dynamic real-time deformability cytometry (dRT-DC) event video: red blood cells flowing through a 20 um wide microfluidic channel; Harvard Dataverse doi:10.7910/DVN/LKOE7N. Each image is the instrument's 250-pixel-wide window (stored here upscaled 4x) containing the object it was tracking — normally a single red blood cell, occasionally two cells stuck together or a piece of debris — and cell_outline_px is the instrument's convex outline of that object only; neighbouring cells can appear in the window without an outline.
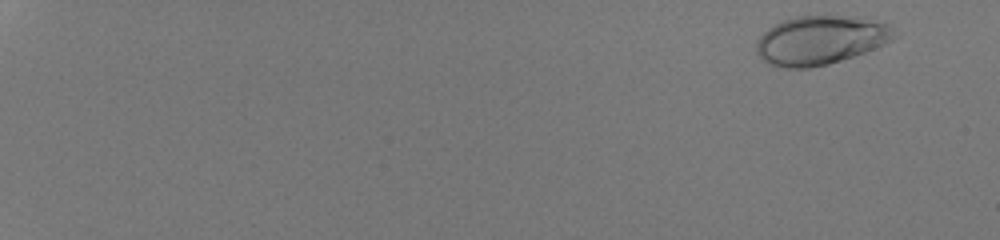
{"species": "human", "species_latin": "Homo sapiens", "temperature_condition": "room temperature", "stored_images_in_passage": 50, "camera_frame_rate_fps": 3000, "um_per_image_px": 0.085, "donor": {"sex": "male"}, "frame": {"image": 1, "passage_image": 2, "time_ms": 0.333, "image_size_px": [1000, 240], "cell_outline_px": [[900, 36], [884, 44], [864, 52], [828, 64], [808, 68], [788, 68], [768, 64], [756, 52], [756, 44], [760, 36], [768, 28], [784, 20], [796, 16], [856, 16], [888, 24], [900, 32]], "centroid_in_image_um": [69.79, 3.4], "position_along_channel_um": 15.2, "area_um2": 39.25}}
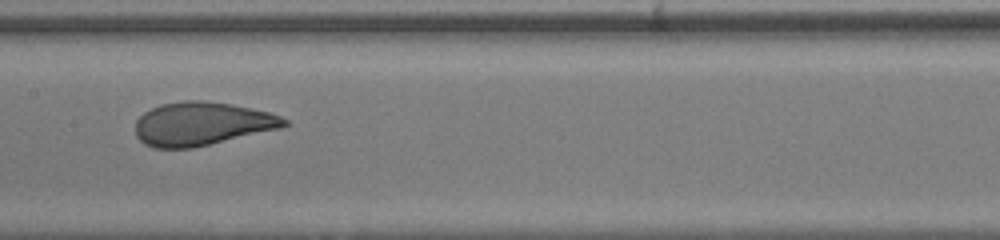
{"frame": {"image": 2, "passage_image": 30, "time_ms": 9.667, "image_size_px": [1000, 240], "cell_outline_px": [[288, 124], [280, 128], [192, 148], [152, 148], [144, 144], [136, 136], [136, 120], [144, 112], [160, 104], [184, 100], [200, 100], [228, 104], [268, 112], [280, 116], [288, 120]], "centroid_in_image_um": [17.11, 10.52], "position_along_channel_um": 190.3, "area_um2": 37.34}}
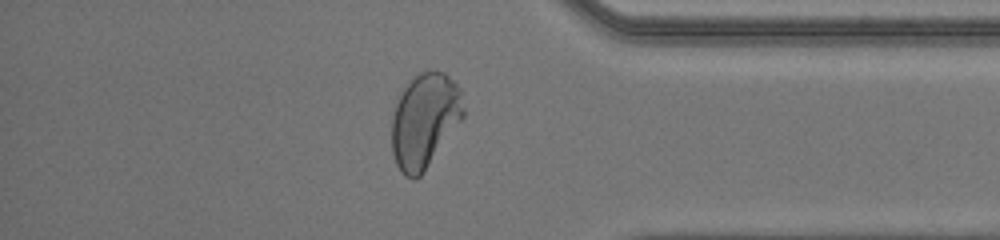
{"frame": {"image": 3, "passage_image": 45, "time_ms": 14.667, "image_size_px": [1000, 240], "cell_outline_px": [[464, 116], [424, 172], [416, 180], [412, 180], [404, 176], [400, 172], [396, 164], [392, 152], [392, 116], [400, 92], [420, 72], [444, 72], [460, 88], [464, 108]], "centroid_in_image_um": [36.08, 10.29], "position_along_channel_um": 399.1, "area_um2": 39.3}, "authors_computed_cell_mechanics": {"area_um2": 37.6856, "velocity_mm_per_s": 4.3415, "shape_relaxation_time_tau1_ms": 3.1002, "shape_relaxation_time_tau2_ms": null, "deformation_change_tau1": 0.1847, "deformation_change_tau2": null}}